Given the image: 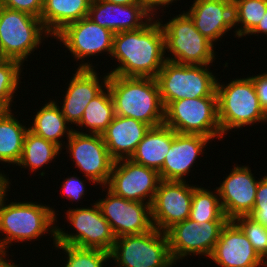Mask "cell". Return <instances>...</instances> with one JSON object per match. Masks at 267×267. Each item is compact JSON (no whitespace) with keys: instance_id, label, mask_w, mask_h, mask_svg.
Masks as SVG:
<instances>
[{"instance_id":"603a6c76","label":"cell","mask_w":267,"mask_h":267,"mask_svg":"<svg viewBox=\"0 0 267 267\" xmlns=\"http://www.w3.org/2000/svg\"><path fill=\"white\" fill-rule=\"evenodd\" d=\"M150 128L141 121L116 115L102 133L111 158L114 161L130 159Z\"/></svg>"},{"instance_id":"d4e9b609","label":"cell","mask_w":267,"mask_h":267,"mask_svg":"<svg viewBox=\"0 0 267 267\" xmlns=\"http://www.w3.org/2000/svg\"><path fill=\"white\" fill-rule=\"evenodd\" d=\"M92 0H44L40 20L52 38L66 25L88 17Z\"/></svg>"},{"instance_id":"7a4b0ae2","label":"cell","mask_w":267,"mask_h":267,"mask_svg":"<svg viewBox=\"0 0 267 267\" xmlns=\"http://www.w3.org/2000/svg\"><path fill=\"white\" fill-rule=\"evenodd\" d=\"M7 200L4 199L0 206V236L4 235L0 238V253L7 254L13 243L35 241L46 233L51 235L55 245L58 225L56 209L33 200L17 202L14 199L15 202L11 200L6 204Z\"/></svg>"},{"instance_id":"f35d334b","label":"cell","mask_w":267,"mask_h":267,"mask_svg":"<svg viewBox=\"0 0 267 267\" xmlns=\"http://www.w3.org/2000/svg\"><path fill=\"white\" fill-rule=\"evenodd\" d=\"M180 0H139V2L154 16L157 17V14L164 11V7H170L169 5H173L172 3L178 2ZM159 10V11H158Z\"/></svg>"},{"instance_id":"277c9868","label":"cell","mask_w":267,"mask_h":267,"mask_svg":"<svg viewBox=\"0 0 267 267\" xmlns=\"http://www.w3.org/2000/svg\"><path fill=\"white\" fill-rule=\"evenodd\" d=\"M217 79L216 94L218 119L224 135L243 126H254L266 122V113L261 108L252 80L248 77L235 78L224 84Z\"/></svg>"},{"instance_id":"ba28073f","label":"cell","mask_w":267,"mask_h":267,"mask_svg":"<svg viewBox=\"0 0 267 267\" xmlns=\"http://www.w3.org/2000/svg\"><path fill=\"white\" fill-rule=\"evenodd\" d=\"M164 125L180 134H200L222 139L217 96L179 99L164 107Z\"/></svg>"},{"instance_id":"b9f144b4","label":"cell","mask_w":267,"mask_h":267,"mask_svg":"<svg viewBox=\"0 0 267 267\" xmlns=\"http://www.w3.org/2000/svg\"><path fill=\"white\" fill-rule=\"evenodd\" d=\"M6 256L9 255L6 253H0V267H20L19 265L15 264L12 259L8 260Z\"/></svg>"},{"instance_id":"484cf974","label":"cell","mask_w":267,"mask_h":267,"mask_svg":"<svg viewBox=\"0 0 267 267\" xmlns=\"http://www.w3.org/2000/svg\"><path fill=\"white\" fill-rule=\"evenodd\" d=\"M36 112L29 130L63 149L65 144V141L63 142L62 140L63 137L66 136L67 141L74 131L75 126H72L73 128L69 126L70 124L63 116L57 99L56 101L54 99H49L48 102L43 104L41 109Z\"/></svg>"},{"instance_id":"7c38bea8","label":"cell","mask_w":267,"mask_h":267,"mask_svg":"<svg viewBox=\"0 0 267 267\" xmlns=\"http://www.w3.org/2000/svg\"><path fill=\"white\" fill-rule=\"evenodd\" d=\"M227 221L196 222L186 219L169 228L165 233L168 238L169 252L176 264L188 256L209 258L220 232Z\"/></svg>"},{"instance_id":"ffe728a7","label":"cell","mask_w":267,"mask_h":267,"mask_svg":"<svg viewBox=\"0 0 267 267\" xmlns=\"http://www.w3.org/2000/svg\"><path fill=\"white\" fill-rule=\"evenodd\" d=\"M213 140L200 134H180L175 132L170 149L162 168L158 171L161 180L186 181L199 156L207 151L205 147ZM189 173V174H188Z\"/></svg>"},{"instance_id":"60d3db41","label":"cell","mask_w":267,"mask_h":267,"mask_svg":"<svg viewBox=\"0 0 267 267\" xmlns=\"http://www.w3.org/2000/svg\"><path fill=\"white\" fill-rule=\"evenodd\" d=\"M259 34H264L267 36V11L264 13L262 19L256 25V27L248 34L258 36Z\"/></svg>"},{"instance_id":"8d00e7d4","label":"cell","mask_w":267,"mask_h":267,"mask_svg":"<svg viewBox=\"0 0 267 267\" xmlns=\"http://www.w3.org/2000/svg\"><path fill=\"white\" fill-rule=\"evenodd\" d=\"M3 7L41 17L44 0H0Z\"/></svg>"},{"instance_id":"f6af8a7d","label":"cell","mask_w":267,"mask_h":267,"mask_svg":"<svg viewBox=\"0 0 267 267\" xmlns=\"http://www.w3.org/2000/svg\"><path fill=\"white\" fill-rule=\"evenodd\" d=\"M3 6L2 4L0 3V14H1V10H2Z\"/></svg>"},{"instance_id":"836d02e7","label":"cell","mask_w":267,"mask_h":267,"mask_svg":"<svg viewBox=\"0 0 267 267\" xmlns=\"http://www.w3.org/2000/svg\"><path fill=\"white\" fill-rule=\"evenodd\" d=\"M233 221L246 235L258 255L267 263V228L250 216H239Z\"/></svg>"},{"instance_id":"83f0119b","label":"cell","mask_w":267,"mask_h":267,"mask_svg":"<svg viewBox=\"0 0 267 267\" xmlns=\"http://www.w3.org/2000/svg\"><path fill=\"white\" fill-rule=\"evenodd\" d=\"M61 152L63 151L58 145L28 130L24 138L22 156L16 166L35 173L45 165L55 162Z\"/></svg>"},{"instance_id":"52a82bcc","label":"cell","mask_w":267,"mask_h":267,"mask_svg":"<svg viewBox=\"0 0 267 267\" xmlns=\"http://www.w3.org/2000/svg\"><path fill=\"white\" fill-rule=\"evenodd\" d=\"M52 37L40 18L3 7L0 14V58L28 61L44 39ZM40 45V46H39Z\"/></svg>"},{"instance_id":"9c48e42d","label":"cell","mask_w":267,"mask_h":267,"mask_svg":"<svg viewBox=\"0 0 267 267\" xmlns=\"http://www.w3.org/2000/svg\"><path fill=\"white\" fill-rule=\"evenodd\" d=\"M116 267H173L168 238L156 228L142 234L117 237L110 252Z\"/></svg>"},{"instance_id":"7402d4cb","label":"cell","mask_w":267,"mask_h":267,"mask_svg":"<svg viewBox=\"0 0 267 267\" xmlns=\"http://www.w3.org/2000/svg\"><path fill=\"white\" fill-rule=\"evenodd\" d=\"M185 11L196 29L213 44L234 28L232 0H194ZM225 34V35H224Z\"/></svg>"},{"instance_id":"9a60e30c","label":"cell","mask_w":267,"mask_h":267,"mask_svg":"<svg viewBox=\"0 0 267 267\" xmlns=\"http://www.w3.org/2000/svg\"><path fill=\"white\" fill-rule=\"evenodd\" d=\"M105 198H99V205L103 217L110 224L115 237L123 235L142 234L153 228L151 220V205L137 202L114 195L106 187Z\"/></svg>"},{"instance_id":"4316f807","label":"cell","mask_w":267,"mask_h":267,"mask_svg":"<svg viewBox=\"0 0 267 267\" xmlns=\"http://www.w3.org/2000/svg\"><path fill=\"white\" fill-rule=\"evenodd\" d=\"M12 109L0 118V163L17 165L23 150L26 132L29 130L15 117Z\"/></svg>"},{"instance_id":"e575fe53","label":"cell","mask_w":267,"mask_h":267,"mask_svg":"<svg viewBox=\"0 0 267 267\" xmlns=\"http://www.w3.org/2000/svg\"><path fill=\"white\" fill-rule=\"evenodd\" d=\"M255 195V204L249 215L256 222L267 228V174L261 176Z\"/></svg>"},{"instance_id":"e0dca14e","label":"cell","mask_w":267,"mask_h":267,"mask_svg":"<svg viewBox=\"0 0 267 267\" xmlns=\"http://www.w3.org/2000/svg\"><path fill=\"white\" fill-rule=\"evenodd\" d=\"M230 173L216 187L224 215L228 220L249 216L255 204V195L260 179H256L251 167L234 164Z\"/></svg>"},{"instance_id":"5bb4252c","label":"cell","mask_w":267,"mask_h":267,"mask_svg":"<svg viewBox=\"0 0 267 267\" xmlns=\"http://www.w3.org/2000/svg\"><path fill=\"white\" fill-rule=\"evenodd\" d=\"M160 181L157 170L121 159L114 161L105 187L116 196L151 205Z\"/></svg>"},{"instance_id":"ac0fdd59","label":"cell","mask_w":267,"mask_h":267,"mask_svg":"<svg viewBox=\"0 0 267 267\" xmlns=\"http://www.w3.org/2000/svg\"><path fill=\"white\" fill-rule=\"evenodd\" d=\"M95 69L76 68L64 92L65 95L62 94L64 97L60 106L63 105L60 108L71 126L77 127L89 102L107 87L109 74L105 73L99 78V73Z\"/></svg>"},{"instance_id":"f546056e","label":"cell","mask_w":267,"mask_h":267,"mask_svg":"<svg viewBox=\"0 0 267 267\" xmlns=\"http://www.w3.org/2000/svg\"><path fill=\"white\" fill-rule=\"evenodd\" d=\"M197 185L193 190L192 206L189 219L198 222L228 221L224 215L219 193Z\"/></svg>"},{"instance_id":"f1b7e54d","label":"cell","mask_w":267,"mask_h":267,"mask_svg":"<svg viewBox=\"0 0 267 267\" xmlns=\"http://www.w3.org/2000/svg\"><path fill=\"white\" fill-rule=\"evenodd\" d=\"M115 116L114 103L109 88L106 87L89 102L80 123L77 125L79 128H74V130L80 133L88 132L102 135ZM83 127L86 128V132H83L85 131ZM79 129L82 131H78Z\"/></svg>"},{"instance_id":"d6986e66","label":"cell","mask_w":267,"mask_h":267,"mask_svg":"<svg viewBox=\"0 0 267 267\" xmlns=\"http://www.w3.org/2000/svg\"><path fill=\"white\" fill-rule=\"evenodd\" d=\"M209 259L218 267H267L233 220L223 226Z\"/></svg>"},{"instance_id":"ee69618b","label":"cell","mask_w":267,"mask_h":267,"mask_svg":"<svg viewBox=\"0 0 267 267\" xmlns=\"http://www.w3.org/2000/svg\"><path fill=\"white\" fill-rule=\"evenodd\" d=\"M11 108L3 101L0 100V118H2Z\"/></svg>"},{"instance_id":"d590c367","label":"cell","mask_w":267,"mask_h":267,"mask_svg":"<svg viewBox=\"0 0 267 267\" xmlns=\"http://www.w3.org/2000/svg\"><path fill=\"white\" fill-rule=\"evenodd\" d=\"M89 181L90 183L92 182L93 184H96L92 179L87 178L84 179L82 178V180L80 179V177H78L77 175H72L68 178H65L63 182H61V193L62 196L64 195L65 198L68 200H70L71 202L75 201L76 203L80 201V199L84 198L85 195L87 194V188L85 181Z\"/></svg>"},{"instance_id":"4fadbf2b","label":"cell","mask_w":267,"mask_h":267,"mask_svg":"<svg viewBox=\"0 0 267 267\" xmlns=\"http://www.w3.org/2000/svg\"><path fill=\"white\" fill-rule=\"evenodd\" d=\"M64 145L73 161L85 178L96 185L105 187L109 181L114 160L111 158L101 134L73 131Z\"/></svg>"},{"instance_id":"8992f818","label":"cell","mask_w":267,"mask_h":267,"mask_svg":"<svg viewBox=\"0 0 267 267\" xmlns=\"http://www.w3.org/2000/svg\"><path fill=\"white\" fill-rule=\"evenodd\" d=\"M213 65H188L166 60L156 80L163 106L179 99L217 96Z\"/></svg>"},{"instance_id":"4dcf8cb0","label":"cell","mask_w":267,"mask_h":267,"mask_svg":"<svg viewBox=\"0 0 267 267\" xmlns=\"http://www.w3.org/2000/svg\"><path fill=\"white\" fill-rule=\"evenodd\" d=\"M234 36L246 37L267 11V0H232ZM240 24V25H239ZM239 26V27H237Z\"/></svg>"},{"instance_id":"d6a6232c","label":"cell","mask_w":267,"mask_h":267,"mask_svg":"<svg viewBox=\"0 0 267 267\" xmlns=\"http://www.w3.org/2000/svg\"><path fill=\"white\" fill-rule=\"evenodd\" d=\"M23 66L20 62L0 58V100L5 102L11 109L15 103L14 93L17 92L21 82Z\"/></svg>"},{"instance_id":"3957f363","label":"cell","mask_w":267,"mask_h":267,"mask_svg":"<svg viewBox=\"0 0 267 267\" xmlns=\"http://www.w3.org/2000/svg\"><path fill=\"white\" fill-rule=\"evenodd\" d=\"M115 114L141 121L151 128L163 125L164 106L156 78L109 74Z\"/></svg>"},{"instance_id":"7bdbcfd3","label":"cell","mask_w":267,"mask_h":267,"mask_svg":"<svg viewBox=\"0 0 267 267\" xmlns=\"http://www.w3.org/2000/svg\"><path fill=\"white\" fill-rule=\"evenodd\" d=\"M110 3L118 4V5H131L140 3L139 0H105Z\"/></svg>"},{"instance_id":"6da1fadb","label":"cell","mask_w":267,"mask_h":267,"mask_svg":"<svg viewBox=\"0 0 267 267\" xmlns=\"http://www.w3.org/2000/svg\"><path fill=\"white\" fill-rule=\"evenodd\" d=\"M153 17L144 27L117 32L110 60L118 61L108 74L156 78L166 61L161 23Z\"/></svg>"},{"instance_id":"1f68e13d","label":"cell","mask_w":267,"mask_h":267,"mask_svg":"<svg viewBox=\"0 0 267 267\" xmlns=\"http://www.w3.org/2000/svg\"><path fill=\"white\" fill-rule=\"evenodd\" d=\"M62 250L66 261L62 267H106L111 261L110 253L101 249L79 248L72 245L55 244ZM67 256V257H66Z\"/></svg>"},{"instance_id":"2e32d148","label":"cell","mask_w":267,"mask_h":267,"mask_svg":"<svg viewBox=\"0 0 267 267\" xmlns=\"http://www.w3.org/2000/svg\"><path fill=\"white\" fill-rule=\"evenodd\" d=\"M196 185L188 181L161 180L151 204L153 227L166 232L169 228L189 218L193 190Z\"/></svg>"},{"instance_id":"44dd1931","label":"cell","mask_w":267,"mask_h":267,"mask_svg":"<svg viewBox=\"0 0 267 267\" xmlns=\"http://www.w3.org/2000/svg\"><path fill=\"white\" fill-rule=\"evenodd\" d=\"M88 17L114 33L144 27L154 16L141 4L118 5L105 0H92Z\"/></svg>"},{"instance_id":"5b68a950","label":"cell","mask_w":267,"mask_h":267,"mask_svg":"<svg viewBox=\"0 0 267 267\" xmlns=\"http://www.w3.org/2000/svg\"><path fill=\"white\" fill-rule=\"evenodd\" d=\"M164 34L166 60L188 65H213L216 59L215 44L195 27L191 17L181 12L165 23L157 15ZM163 23V24H162ZM170 52V54H169Z\"/></svg>"},{"instance_id":"ab89813d","label":"cell","mask_w":267,"mask_h":267,"mask_svg":"<svg viewBox=\"0 0 267 267\" xmlns=\"http://www.w3.org/2000/svg\"><path fill=\"white\" fill-rule=\"evenodd\" d=\"M10 185L11 182L9 180V177L2 173L0 171V206L4 199H6V196L8 195V191L10 192Z\"/></svg>"},{"instance_id":"8fae6325","label":"cell","mask_w":267,"mask_h":267,"mask_svg":"<svg viewBox=\"0 0 267 267\" xmlns=\"http://www.w3.org/2000/svg\"><path fill=\"white\" fill-rule=\"evenodd\" d=\"M115 33L110 29L94 23L89 17L66 25L58 32L54 39L62 42L64 47L71 53L75 61L82 60L77 68H95L92 62L85 59L100 54L111 56ZM84 60H87L85 62Z\"/></svg>"},{"instance_id":"30bf717a","label":"cell","mask_w":267,"mask_h":267,"mask_svg":"<svg viewBox=\"0 0 267 267\" xmlns=\"http://www.w3.org/2000/svg\"><path fill=\"white\" fill-rule=\"evenodd\" d=\"M90 207L69 208L66 210V217L73 228V232L68 233L57 226L56 243L72 245L79 248L101 249L111 252L116 237L110 224L103 217L99 205L96 201ZM75 229V231H74ZM67 232V233H66Z\"/></svg>"},{"instance_id":"cb8c5ba5","label":"cell","mask_w":267,"mask_h":267,"mask_svg":"<svg viewBox=\"0 0 267 267\" xmlns=\"http://www.w3.org/2000/svg\"><path fill=\"white\" fill-rule=\"evenodd\" d=\"M174 137L175 131L164 124L150 128L130 159L137 164L159 171Z\"/></svg>"},{"instance_id":"74e56055","label":"cell","mask_w":267,"mask_h":267,"mask_svg":"<svg viewBox=\"0 0 267 267\" xmlns=\"http://www.w3.org/2000/svg\"><path fill=\"white\" fill-rule=\"evenodd\" d=\"M256 90L259 104L264 112L267 114V72L259 73L249 77Z\"/></svg>"}]
</instances>
